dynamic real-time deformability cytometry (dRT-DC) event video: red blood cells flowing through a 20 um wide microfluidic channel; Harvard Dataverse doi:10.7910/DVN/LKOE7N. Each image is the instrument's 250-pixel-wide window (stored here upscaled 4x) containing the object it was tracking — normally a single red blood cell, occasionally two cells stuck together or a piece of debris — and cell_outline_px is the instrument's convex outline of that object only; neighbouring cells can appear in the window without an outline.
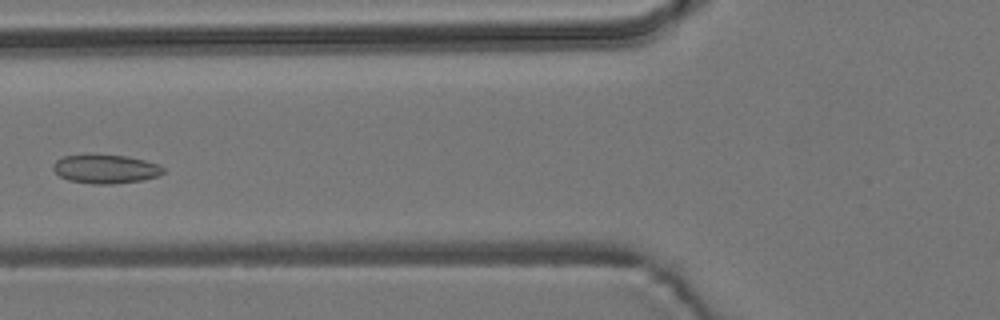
{"species": "common noctule bat (a hibernating species)", "species_latin": "Nyctalus noctula", "temperature_condition": "room temperature", "stored_images_in_passage": 7, "camera_frame_rate_fps": 3000, "um_per_image_px": 0.085, "animal": {"sex": "male", "body_mass_g": 19.2, "forearm_length_mm": 51.8}, "frame": {"image": 1, "passage_image": 6, "time_ms": 6.0, "image_size_px": [1000, 320], "cell_outline_px": [[164, 172], [160, 176], [144, 180], [112, 184], [92, 184], [68, 180], [60, 176], [52, 168], [52, 164], [56, 160], [64, 156], [128, 156], [160, 164], [164, 168]], "centroid_in_image_um": [9.02, 14.39], "position_along_channel_um": 116.8, "area_um2": 18.32}}
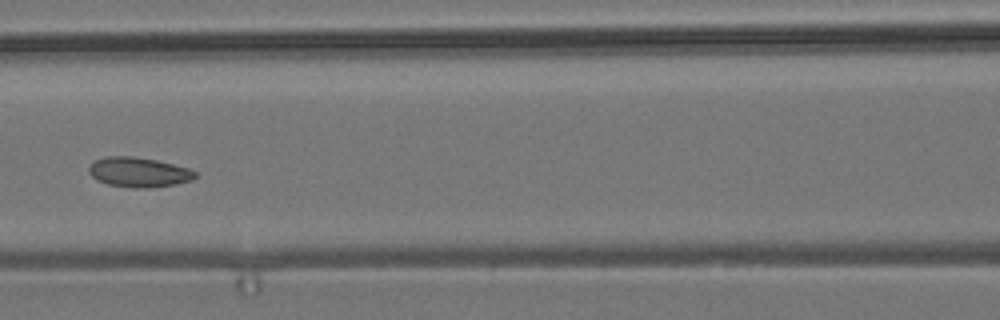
{"frame": {"image": 2, "passage_image": 7, "time_ms": 7.0, "image_size_px": [1000, 320], "cell_outline_px": [[196, 176], [192, 180], [176, 184], [148, 188], [136, 188], [108, 184], [96, 180], [88, 172], [88, 168], [96, 160], [104, 156], [132, 156], [156, 160], [188, 168], [196, 172]], "centroid_in_image_um": [11.78, 14.64], "position_along_channel_um": 154.8, "area_um2": 18.38}}